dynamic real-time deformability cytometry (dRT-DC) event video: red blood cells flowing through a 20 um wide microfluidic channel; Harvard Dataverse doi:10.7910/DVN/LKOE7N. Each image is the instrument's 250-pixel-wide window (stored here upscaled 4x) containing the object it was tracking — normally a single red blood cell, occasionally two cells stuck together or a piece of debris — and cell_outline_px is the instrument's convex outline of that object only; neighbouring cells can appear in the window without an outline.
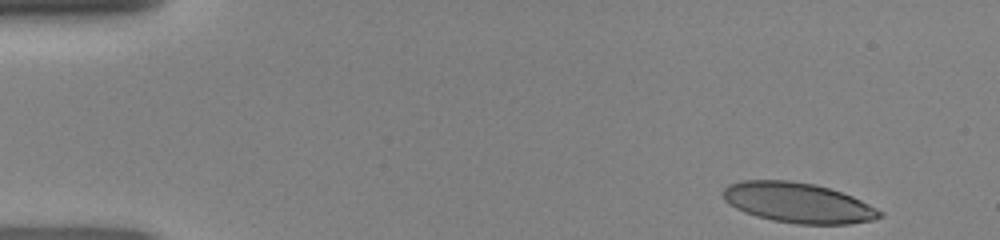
{"species": "human", "species_latin": "Homo sapiens", "temperature_condition": "room temperature", "stored_images_in_passage": 39, "camera_frame_rate_fps": 3000, "um_per_image_px": 0.085, "donor": {"sex": "female"}, "frame": {"image": 1, "passage_image": 1, "time_ms": 0.0, "image_size_px": [1000, 240], "cell_outline_px": [[884, 216], [872, 220], [848, 224], [796, 224], [772, 220], [756, 216], [744, 212], [728, 204], [724, 200], [720, 192], [728, 184], [744, 180], [788, 180], [816, 184], [852, 196], [884, 212]], "centroid_in_image_um": [67.79, 17.23], "position_along_channel_um": 17.2, "area_um2": 36.82}}
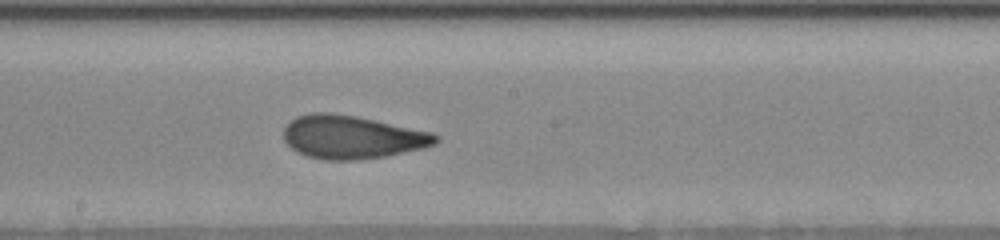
{"frame": {"image": 2, "passage_image": 23, "time_ms": 7.333, "image_size_px": [1000, 240], "cell_outline_px": [[440, 140], [436, 144], [424, 148], [388, 156], [356, 160], [324, 160], [308, 156], [296, 152], [284, 140], [284, 128], [296, 116], [312, 112], [328, 112], [356, 116], [432, 132], [440, 136]], "centroid_in_image_um": [29.95, 11.66], "position_along_channel_um": 218.3, "area_um2": 38.49}}
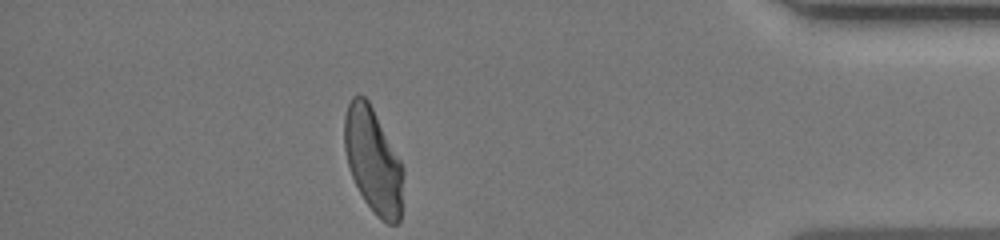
{"frame": {"image": 3, "passage_image": 39, "time_ms": 12.667, "image_size_px": [1000, 240], "cell_outline_px": [[404, 172], [400, 220], [396, 224], [388, 224], [380, 220], [376, 216], [364, 200], [352, 176], [348, 164], [344, 148], [344, 116], [348, 104], [352, 96], [364, 96], [368, 100], [400, 160], [404, 168]], "centroid_in_image_um": [31.72, 13.68], "position_along_channel_um": 403.5, "area_um2": 35.89}}